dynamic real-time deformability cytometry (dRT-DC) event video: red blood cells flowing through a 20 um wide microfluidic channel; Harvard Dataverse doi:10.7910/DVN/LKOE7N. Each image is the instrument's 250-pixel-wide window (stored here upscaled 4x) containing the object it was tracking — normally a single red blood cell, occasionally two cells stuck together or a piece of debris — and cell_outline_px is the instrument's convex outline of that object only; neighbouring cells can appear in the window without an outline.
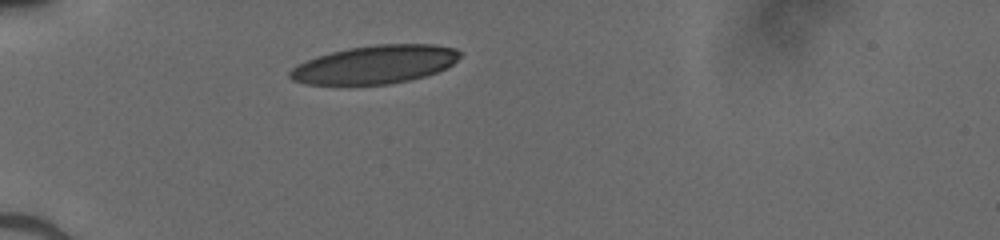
{"species": "human", "species_latin": "Homo sapiens", "temperature_condition": "cold", "stored_images_in_passage": 29, "camera_frame_rate_fps": 3000, "um_per_image_px": 0.085, "donor": {"sex": "male"}, "frame": {"image": 1, "passage_image": 1, "time_ms": 0.0, "image_size_px": [1000, 240], "cell_outline_px": [[464, 52], [452, 64], [436, 72], [424, 76], [408, 80], [388, 84], [308, 84], [292, 80], [288, 76], [288, 72], [296, 64], [316, 56], [348, 48], [376, 44], [432, 44], [456, 48]], "centroid_in_image_um": [31.86, 5.47], "position_along_channel_um": 53.1, "area_um2": 37.86}}
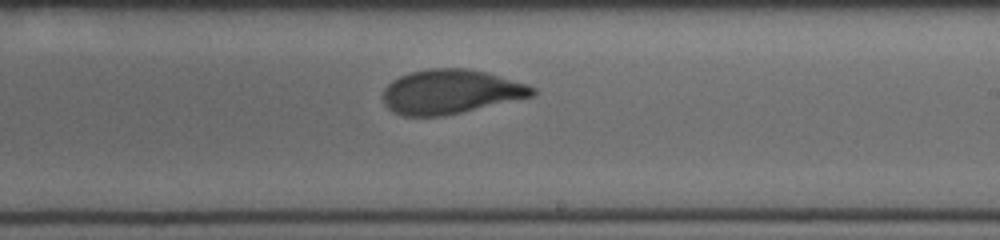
{"frame": {"image": 2, "passage_image": 17, "time_ms": 5.333, "image_size_px": [1000, 240], "cell_outline_px": [[536, 92], [532, 96], [444, 116], [404, 116], [392, 112], [384, 104], [384, 88], [392, 80], [400, 76], [412, 72], [428, 68], [464, 68], [484, 72], [528, 84], [536, 88]], "centroid_in_image_um": [38.28, 7.8], "position_along_channel_um": 250.7, "area_um2": 38.32}}
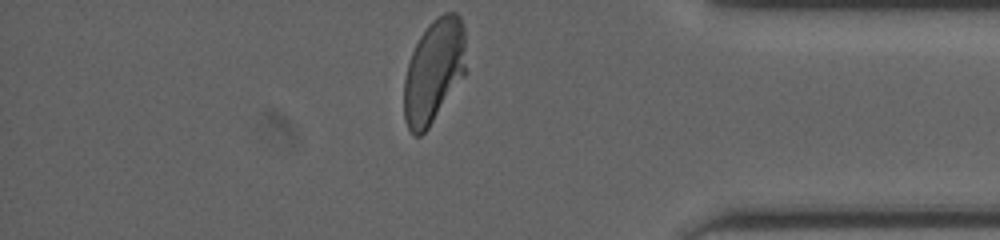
{"frame": {"image": 3, "passage_image": 29, "time_ms": 9.333, "image_size_px": [1000, 240], "cell_outline_px": [[464, 76], [428, 128], [420, 136], [412, 136], [404, 120], [404, 80], [408, 60], [420, 36], [428, 24], [436, 16], [444, 12], [456, 12], [460, 16], [464, 28]], "centroid_in_image_um": [36.85, 6.04], "position_along_channel_um": 398.4, "area_um2": 37.45}}